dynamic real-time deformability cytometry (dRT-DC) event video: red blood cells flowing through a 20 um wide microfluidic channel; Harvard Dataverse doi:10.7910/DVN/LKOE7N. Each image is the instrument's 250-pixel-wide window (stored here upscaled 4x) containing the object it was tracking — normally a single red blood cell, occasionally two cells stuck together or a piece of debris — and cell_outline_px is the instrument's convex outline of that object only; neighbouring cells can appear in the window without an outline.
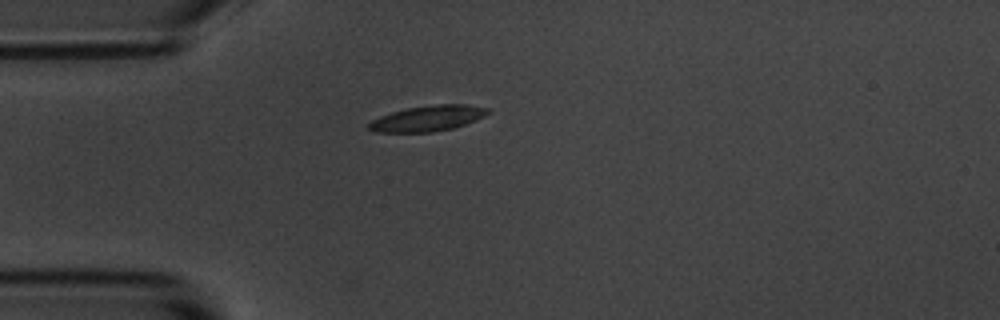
{"species": "common noctule bat (a hibernating species)", "species_latin": "Nyctalus noctula", "temperature_condition": "room temperature", "stored_images_in_passage": 3, "camera_frame_rate_fps": 3000, "um_per_image_px": 0.085, "animal": {"sex": "male", "body_mass_g": 20.1, "forearm_length_mm": 53.5}, "frame": {"image": 1, "passage_image": 3, "time_ms": 2.333, "image_size_px": [1000, 320], "cell_outline_px": [[488, 112], [484, 116], [476, 120], [452, 128], [432, 132], [376, 132], [368, 128], [368, 124], [372, 120], [380, 116], [392, 112], [408, 108], [432, 104], [464, 104], [488, 108]], "centroid_in_image_um": [36.34, 10.06], "position_along_channel_um": 48.7, "area_um2": 17.57}}